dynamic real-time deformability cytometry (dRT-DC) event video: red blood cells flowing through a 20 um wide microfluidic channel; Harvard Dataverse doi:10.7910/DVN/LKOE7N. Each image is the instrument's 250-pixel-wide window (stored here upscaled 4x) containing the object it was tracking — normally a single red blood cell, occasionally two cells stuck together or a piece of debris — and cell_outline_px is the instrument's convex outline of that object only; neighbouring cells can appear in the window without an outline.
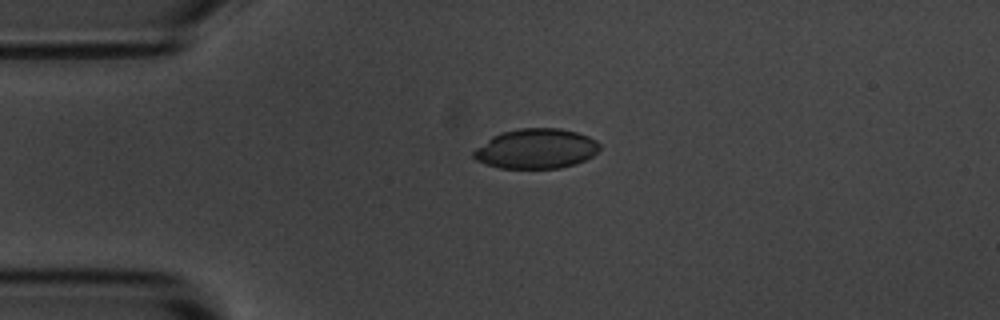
{"species": "common noctule bat (a hibernating species)", "species_latin": "Nyctalus noctula", "temperature_condition": "room temperature", "stored_images_in_passage": 3, "camera_frame_rate_fps": 3000, "um_per_image_px": 0.085, "animal": {"sex": "male", "body_mass_g": 20.1, "forearm_length_mm": 53.5}, "frame": {"image": 1, "passage_image": 2, "time_ms": 2.0, "image_size_px": [1000, 320], "cell_outline_px": [[600, 148], [592, 156], [576, 164], [560, 168], [500, 168], [484, 164], [476, 160], [472, 156], [472, 152], [476, 148], [492, 136], [504, 132], [520, 128], [560, 128], [576, 132], [588, 136], [596, 140], [600, 144]], "centroid_in_image_um": [45.56, 12.64], "position_along_channel_um": 39.4, "area_um2": 29.3}}